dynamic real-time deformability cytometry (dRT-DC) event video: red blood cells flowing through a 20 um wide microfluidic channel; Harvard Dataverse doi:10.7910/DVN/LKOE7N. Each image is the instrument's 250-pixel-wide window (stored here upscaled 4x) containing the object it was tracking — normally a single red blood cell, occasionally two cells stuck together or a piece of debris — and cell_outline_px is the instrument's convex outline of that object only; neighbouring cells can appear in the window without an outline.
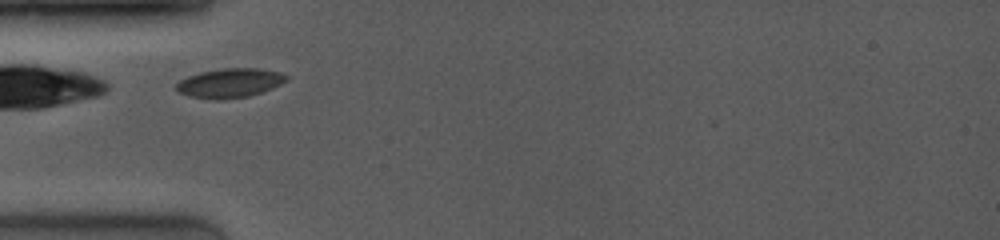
{"species": "common noctule bat (a hibernating species)", "species_latin": "Nyctalus noctula", "temperature_condition": "room temperature", "stored_images_in_passage": 14, "camera_frame_rate_fps": 4000, "um_per_image_px": 0.085, "animal": {"sex": "female", "body_mass_g": 19.0, "forearm_length_mm": 53.3}, "frame": {"image": 1, "passage_image": 1, "time_ms": 0.0, "image_size_px": [1000, 240], "cell_outline_px": [[288, 80], [272, 88], [248, 96], [220, 100], [216, 100], [188, 96], [180, 92], [176, 88], [176, 84], [180, 80], [188, 76], [200, 72], [220, 68], [260, 68], [280, 72], [288, 76]], "centroid_in_image_um": [19.54, 7.05], "position_along_channel_um": 65.5, "area_um2": 18.79}}